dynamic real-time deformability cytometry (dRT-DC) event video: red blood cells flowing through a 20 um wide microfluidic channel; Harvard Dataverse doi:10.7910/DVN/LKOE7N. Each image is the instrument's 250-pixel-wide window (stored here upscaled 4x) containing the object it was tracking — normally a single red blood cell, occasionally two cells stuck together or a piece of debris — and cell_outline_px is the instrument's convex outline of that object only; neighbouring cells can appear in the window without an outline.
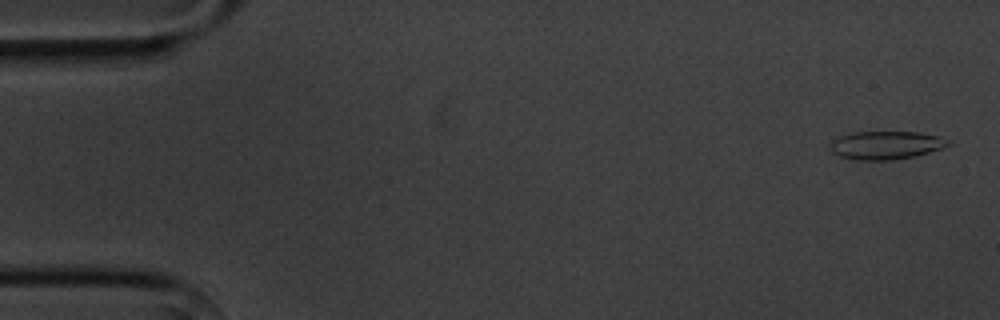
{"species": "common noctule bat (a hibernating species)", "species_latin": "Nyctalus noctula", "temperature_condition": "cold", "stored_images_in_passage": 7, "camera_frame_rate_fps": 3000, "um_per_image_px": 0.085, "animal": {"sex": "male", "body_mass_g": 20.1, "forearm_length_mm": 53.5}, "frame": {"image": 1, "passage_image": 1, "time_ms": 0.0, "image_size_px": [1000, 320], "cell_outline_px": [[952, 144], [928, 152], [912, 156], [892, 160], [856, 160], [840, 156], [832, 152], [828, 148], [832, 140], [840, 136], [852, 132], [916, 132], [940, 136], [952, 140]], "centroid_in_image_um": [75.29, 12.33], "position_along_channel_um": 9.7, "area_um2": 19.42}}
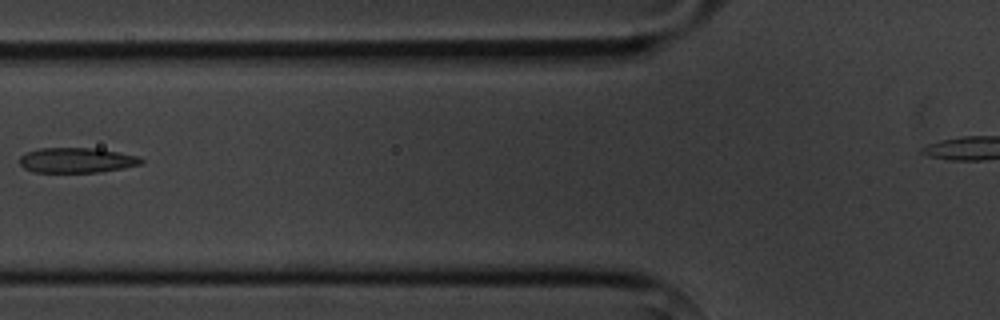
{"frame": {"image": 2, "passage_image": 6, "time_ms": 6.333, "image_size_px": [1000, 320], "cell_outline_px": [[144, 164], [124, 168], [100, 172], [36, 172], [24, 168], [20, 164], [20, 156], [28, 152], [40, 148], [92, 148], [116, 152], [136, 156], [144, 160]], "centroid_in_image_um": [6.53, 13.63], "position_along_channel_um": 119.3, "area_um2": 17.63}}
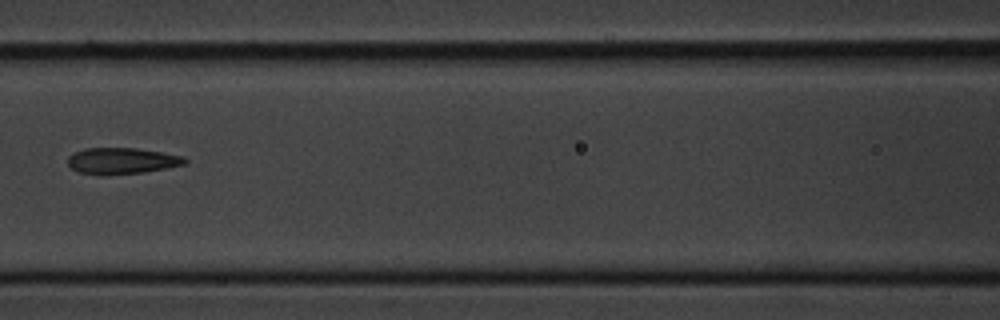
{"frame": {"image": 3, "passage_image": 7, "time_ms": 7.333, "image_size_px": [1000, 320], "cell_outline_px": [[188, 164], [168, 168], [144, 172], [108, 176], [100, 176], [80, 172], [72, 168], [68, 164], [68, 156], [84, 148], [136, 148], [184, 156], [188, 160]], "centroid_in_image_um": [10.39, 13.69], "position_along_channel_um": 156.2, "area_um2": 18.21}}